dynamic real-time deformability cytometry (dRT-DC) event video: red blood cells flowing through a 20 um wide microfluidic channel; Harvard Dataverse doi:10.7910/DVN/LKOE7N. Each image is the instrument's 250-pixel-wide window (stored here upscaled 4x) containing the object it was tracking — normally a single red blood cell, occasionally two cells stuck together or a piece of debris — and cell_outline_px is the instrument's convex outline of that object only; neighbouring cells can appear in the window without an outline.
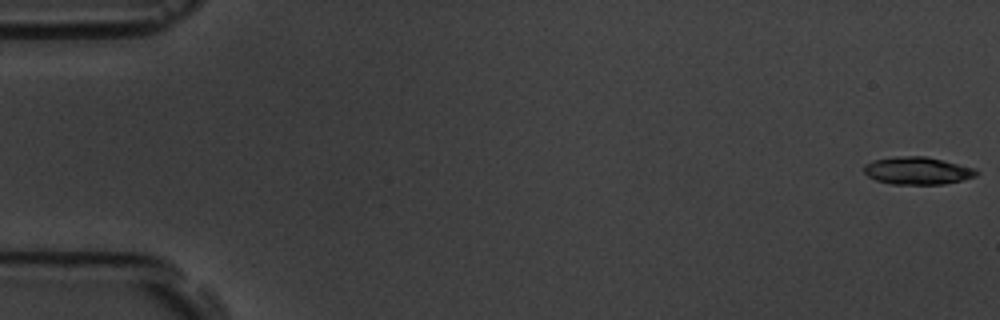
{"species": "common noctule bat (a hibernating species)", "species_latin": "Nyctalus noctula", "temperature_condition": "room temperature", "stored_images_in_passage": 10, "camera_frame_rate_fps": 3000, "um_per_image_px": 0.085, "animal": {"sex": "male", "body_mass_g": 19.5, "forearm_length_mm": 54.6}, "frame": {"image": 1, "passage_image": 1, "time_ms": 0.0, "image_size_px": [1000, 320], "cell_outline_px": [[980, 172], [976, 176], [944, 184], [892, 184], [876, 180], [868, 176], [864, 172], [864, 164], [872, 160], [896, 156], [924, 156], [976, 168]], "centroid_in_image_um": [77.97, 14.5], "position_along_channel_um": 7.0, "area_um2": 18.03}}
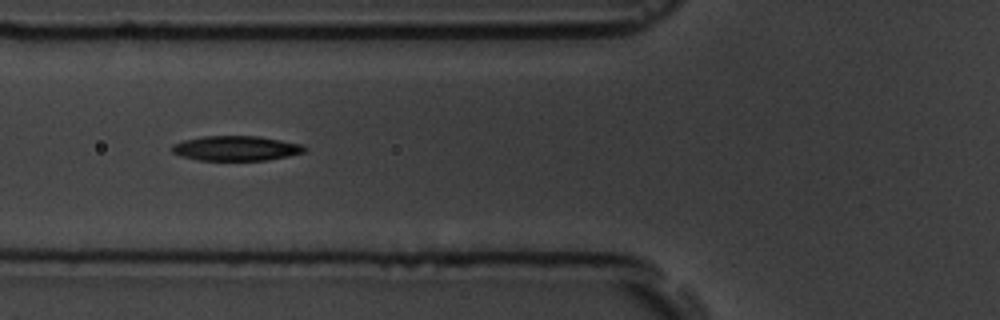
{"frame": {"image": 2, "passage_image": 7, "time_ms": 7.0, "image_size_px": [1000, 320], "cell_outline_px": [[308, 152], [268, 160], [196, 160], [180, 156], [172, 152], [172, 144], [184, 140], [204, 136], [256, 136], [304, 144], [308, 148]], "centroid_in_image_um": [20.11, 12.61], "position_along_channel_um": 105.7, "area_um2": 19.36}}
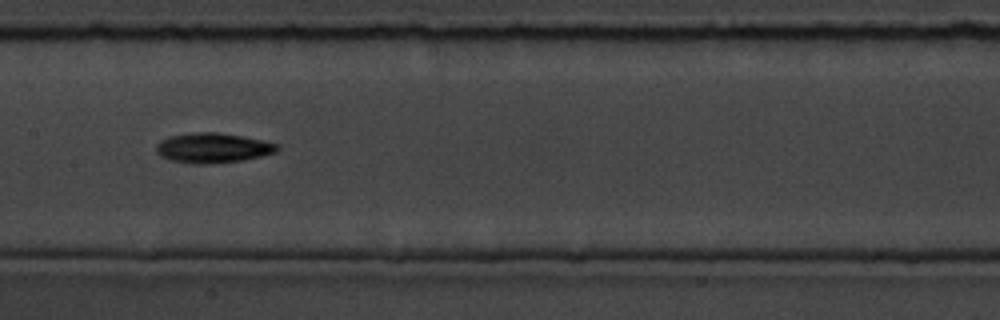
{"frame": {"image": 3, "passage_image": 9, "time_ms": 9.333, "image_size_px": [1000, 320], "cell_outline_px": [[280, 148], [276, 152], [260, 156], [240, 160], [208, 164], [192, 164], [172, 160], [160, 156], [156, 152], [156, 144], [160, 140], [168, 136], [200, 132], [216, 132], [264, 140], [280, 144]], "centroid_in_image_um": [18.08, 12.57], "position_along_channel_um": 189.3, "area_um2": 21.04}}